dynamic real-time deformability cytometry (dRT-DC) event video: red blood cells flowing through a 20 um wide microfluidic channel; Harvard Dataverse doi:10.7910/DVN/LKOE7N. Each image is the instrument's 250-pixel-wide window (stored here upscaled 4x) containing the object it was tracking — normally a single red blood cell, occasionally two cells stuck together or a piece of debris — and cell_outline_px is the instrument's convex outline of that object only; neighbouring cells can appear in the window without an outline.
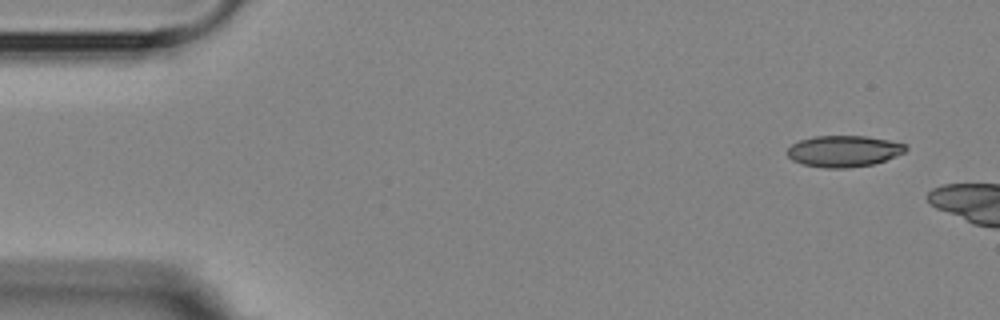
{"species": "Egyptian fruit bat (a non-hibernating species)", "species_latin": "Rousettus aegyptiacus", "temperature_condition": "room temperature", "stored_images_in_passage": 3, "camera_frame_rate_fps": 3000, "um_per_image_px": 0.085, "animal": {"sex": "female"}, "frame": {"image": 1, "passage_image": 1, "time_ms": 0.0, "image_size_px": [1000, 320], "cell_outline_px": [[908, 148], [904, 152], [896, 156], [872, 164], [848, 168], [824, 168], [804, 164], [792, 160], [788, 156], [788, 148], [792, 144], [800, 140], [812, 136], [868, 136], [908, 144]], "centroid_in_image_um": [71.73, 12.84], "position_along_channel_um": 13.3, "area_um2": 21.62}}